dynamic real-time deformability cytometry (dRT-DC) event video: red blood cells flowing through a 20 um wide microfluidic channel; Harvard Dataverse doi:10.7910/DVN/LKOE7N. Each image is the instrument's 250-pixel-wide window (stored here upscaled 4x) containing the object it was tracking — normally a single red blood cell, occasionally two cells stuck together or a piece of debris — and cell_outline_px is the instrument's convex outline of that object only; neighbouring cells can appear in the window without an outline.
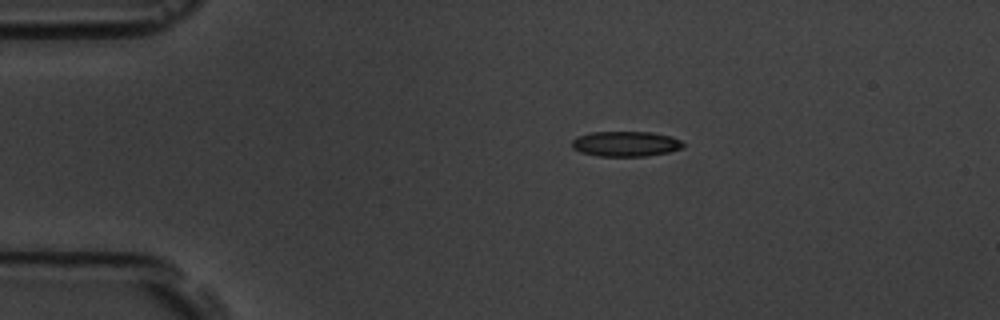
{"species": "common noctule bat (a hibernating species)", "species_latin": "Nyctalus noctula", "temperature_condition": "room temperature", "stored_images_in_passage": 8, "camera_frame_rate_fps": 3000, "um_per_image_px": 0.085, "animal": {"sex": "male", "body_mass_g": 19.5, "forearm_length_mm": 54.6}, "frame": {"image": 1, "passage_image": 1, "time_ms": 0.0, "image_size_px": [1000, 320], "cell_outline_px": [[684, 148], [668, 152], [644, 156], [600, 156], [580, 152], [572, 148], [572, 140], [580, 136], [592, 132], [652, 132], [672, 136], [680, 140], [684, 144]], "centroid_in_image_um": [53.21, 12.22], "position_along_channel_um": 31.8, "area_um2": 16.3}}
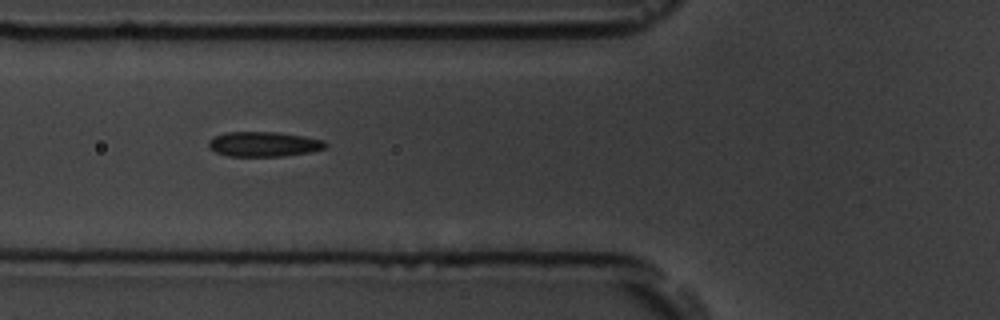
{"frame": {"image": 2, "passage_image": 4, "time_ms": 3.333, "image_size_px": [1000, 320], "cell_outline_px": [[328, 148], [308, 152], [284, 156], [228, 156], [216, 152], [208, 148], [208, 140], [224, 132], [276, 132], [304, 136], [324, 140], [328, 144]], "centroid_in_image_um": [22.43, 12.25], "position_along_channel_um": 103.4, "area_um2": 17.05}}
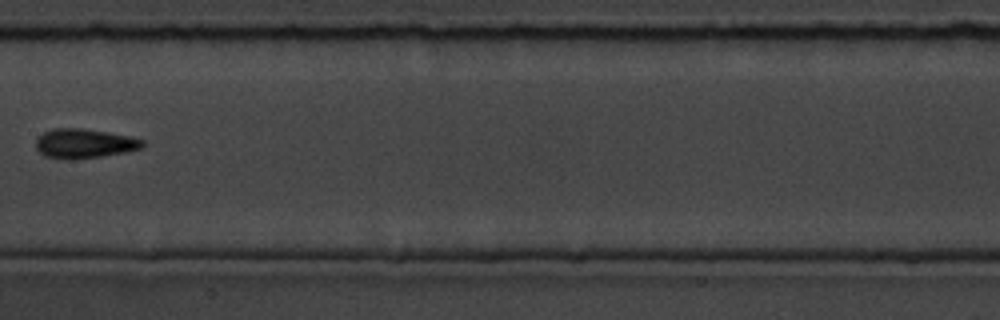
{"frame": {"image": 3, "passage_image": 6, "time_ms": 6.0, "image_size_px": [1000, 320], "cell_outline_px": [[144, 144], [140, 148], [124, 152], [104, 156], [72, 160], [68, 160], [44, 156], [36, 148], [36, 140], [44, 132], [56, 128], [84, 128], [108, 132], [128, 136], [144, 140]], "centroid_in_image_um": [7.14, 12.2], "position_along_channel_um": 200.3, "area_um2": 18.26}}